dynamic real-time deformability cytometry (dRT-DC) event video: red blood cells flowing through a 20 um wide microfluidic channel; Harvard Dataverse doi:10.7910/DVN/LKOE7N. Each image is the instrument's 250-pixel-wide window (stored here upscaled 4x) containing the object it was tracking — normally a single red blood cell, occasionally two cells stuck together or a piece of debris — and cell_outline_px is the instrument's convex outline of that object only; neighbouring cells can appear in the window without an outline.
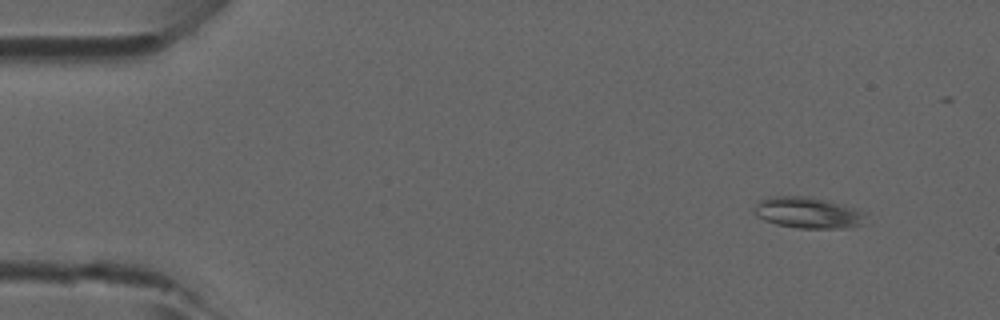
{"species": "common noctule bat (a hibernating species)", "species_latin": "Nyctalus noctula", "temperature_condition": "room temperature", "stored_images_in_passage": 3, "camera_frame_rate_fps": 3000, "um_per_image_px": 0.085, "animal": {"sex": "male", "forearm_length_mm": 52.5}, "frame": {"image": 1, "passage_image": 1, "time_ms": 0.0, "image_size_px": [1000, 320], "cell_outline_px": [[872, 224], [844, 228], [796, 228], [776, 224], [764, 220], [756, 216], [752, 208], [760, 200], [768, 196], [804, 196], [844, 204], [856, 208], [864, 212]], "centroid_in_image_um": [68.75, 18.1], "position_along_channel_um": 16.3, "area_um2": 20.81}}